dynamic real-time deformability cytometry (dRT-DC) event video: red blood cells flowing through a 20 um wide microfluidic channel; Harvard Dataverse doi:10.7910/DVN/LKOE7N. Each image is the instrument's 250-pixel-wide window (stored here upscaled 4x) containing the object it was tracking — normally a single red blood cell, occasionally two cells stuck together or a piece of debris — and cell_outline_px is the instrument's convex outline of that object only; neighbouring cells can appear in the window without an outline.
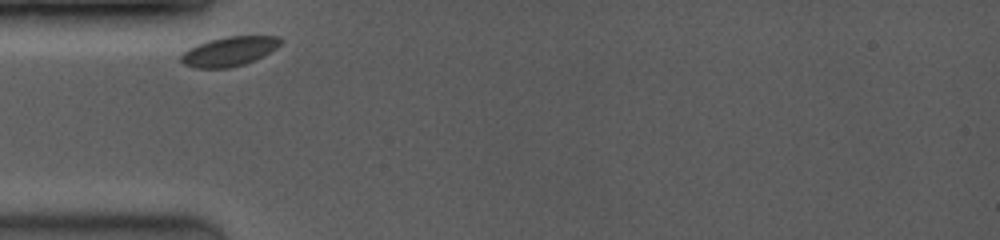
{"species": "common noctule bat (a hibernating species)", "species_latin": "Nyctalus noctula", "temperature_condition": "room temperature", "stored_images_in_passage": 2, "camera_frame_rate_fps": 3500, "um_per_image_px": 0.085, "animal": {"sex": "female", "body_mass_g": 19.0, "forearm_length_mm": 53.3}, "frame": {"image": 1, "passage_image": 1, "time_ms": 0.0, "image_size_px": [1000, 240], "cell_outline_px": [[284, 40], [276, 48], [244, 64], [228, 68], [196, 68], [184, 64], [180, 60], [180, 56], [188, 48], [208, 40], [228, 36], [280, 36]], "centroid_in_image_um": [19.46, 4.35], "position_along_channel_um": 65.5, "area_um2": 16.88}}